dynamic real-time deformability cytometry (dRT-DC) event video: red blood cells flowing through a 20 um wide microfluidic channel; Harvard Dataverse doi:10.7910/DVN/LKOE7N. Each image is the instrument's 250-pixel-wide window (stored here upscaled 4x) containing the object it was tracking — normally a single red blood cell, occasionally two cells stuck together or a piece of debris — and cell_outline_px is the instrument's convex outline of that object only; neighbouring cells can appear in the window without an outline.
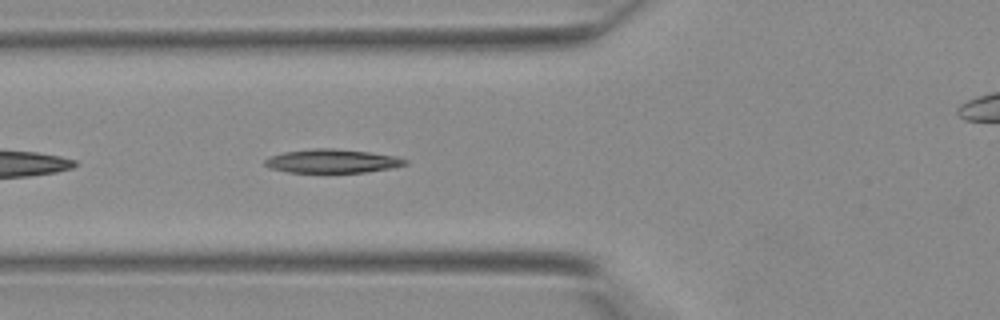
{"species": "Egyptian fruit bat (a non-hibernating species)", "species_latin": "Rousettus aegyptiacus", "temperature_condition": "warm", "stored_images_in_passage": 30, "camera_frame_rate_fps": 3000, "um_per_image_px": 0.085, "animal": {"sex": "female"}, "frame": {"image": 1, "passage_image": 4, "time_ms": 1.0, "image_size_px": [1000, 320], "cell_outline_px": [[408, 164], [392, 168], [364, 172], [288, 172], [268, 168], [264, 164], [264, 160], [272, 156], [284, 152], [312, 148], [332, 148], [368, 152], [396, 156], [408, 160]], "centroid_in_image_um": [28.24, 13.69], "position_along_channel_um": 97.6, "area_um2": 19.31}}
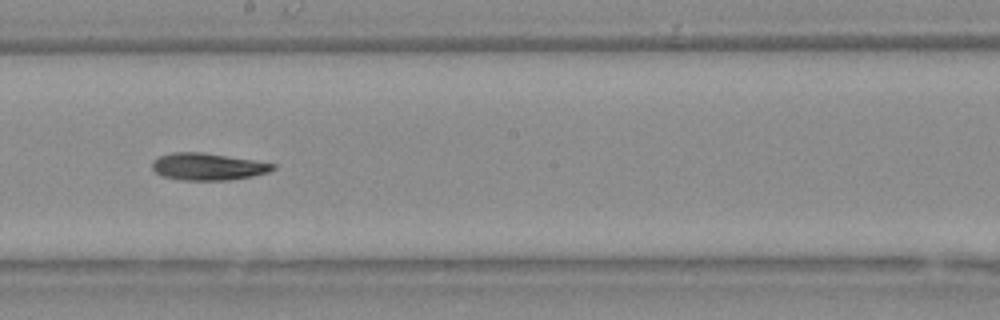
{"frame": {"image": 2, "passage_image": 12, "time_ms": 3.667, "image_size_px": [1000, 320], "cell_outline_px": [[276, 168], [268, 172], [252, 176], [228, 180], [184, 180], [164, 176], [156, 172], [152, 168], [152, 160], [160, 156], [172, 152], [200, 152], [256, 160], [276, 164]], "centroid_in_image_um": [17.68, 14.16], "position_along_channel_um": 230.5, "area_um2": 18.96}}
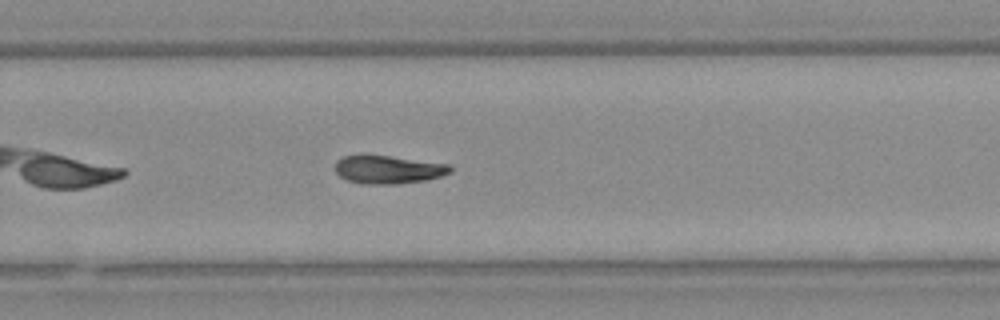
{"frame": {"image": 3, "passage_image": 16, "time_ms": 5.0, "image_size_px": [1000, 320], "cell_outline_px": [[452, 172], [440, 176], [424, 180], [392, 184], [364, 184], [348, 180], [340, 176], [336, 172], [336, 160], [344, 156], [388, 156], [448, 164], [452, 168]], "centroid_in_image_um": [33.0, 14.42], "position_along_channel_um": 296.8, "area_um2": 18.44}}